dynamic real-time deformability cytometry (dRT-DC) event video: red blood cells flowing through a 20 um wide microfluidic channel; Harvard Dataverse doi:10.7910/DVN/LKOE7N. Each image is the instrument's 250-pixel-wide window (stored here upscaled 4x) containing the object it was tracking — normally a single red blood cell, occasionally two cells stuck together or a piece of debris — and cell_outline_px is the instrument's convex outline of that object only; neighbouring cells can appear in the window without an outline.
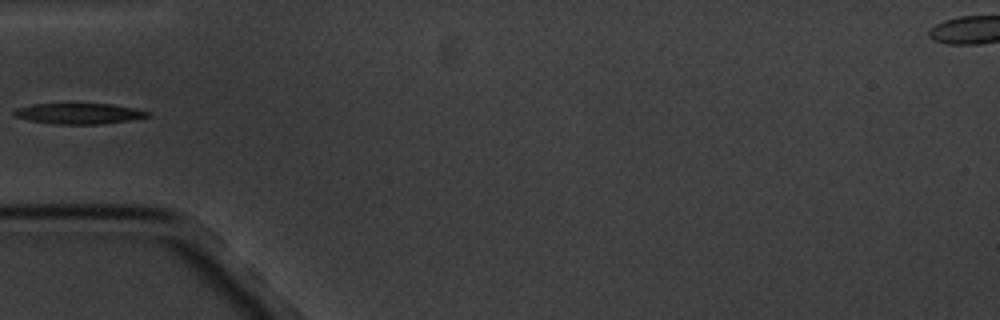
{"species": "common noctule bat (a hibernating species)", "species_latin": "Nyctalus noctula", "temperature_condition": "cold", "stored_images_in_passage": 5, "segment_of_instrument_passage": [2, 2], "camera_frame_rate_fps": 3000, "um_per_image_px": 0.085, "animal": {"sex": "male", "body_mass_g": 20.1, "forearm_length_mm": 53.5}, "frame": {"image": 1, "passage_image": 5, "time_ms": 5.333, "image_size_px": [1000, 320], "cell_outline_px": [[152, 116], [132, 120], [100, 124], [52, 124], [28, 120], [16, 116], [12, 112], [16, 108], [32, 104], [112, 104], [136, 108], [152, 112]], "centroid_in_image_um": [6.77, 9.65], "position_along_channel_um": 78.2, "area_um2": 16.3}}